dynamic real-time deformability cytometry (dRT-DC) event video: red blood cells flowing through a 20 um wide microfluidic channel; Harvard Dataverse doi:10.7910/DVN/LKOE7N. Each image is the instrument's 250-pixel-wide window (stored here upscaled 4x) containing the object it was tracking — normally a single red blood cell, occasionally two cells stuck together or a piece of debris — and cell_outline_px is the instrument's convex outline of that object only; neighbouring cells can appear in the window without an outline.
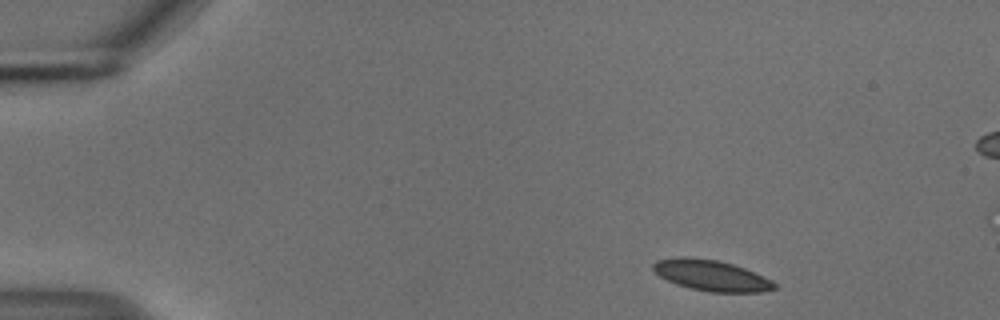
{"species": "common noctule bat (a hibernating species)", "species_latin": "Nyctalus noctula", "temperature_condition": "cold", "stored_images_in_passage": 5, "segment_of_instrument_passage": [2, 2], "camera_frame_rate_fps": 3000, "um_per_image_px": 0.085, "animal": {"sex": "male", "body_mass_g": 18.8}, "frame": {"image": 1, "passage_image": 5, "time_ms": 1.333, "image_size_px": [1000, 320], "cell_outline_px": [[776, 288], [764, 292], [708, 292], [676, 284], [660, 276], [652, 268], [652, 264], [656, 260], [676, 256], [688, 256], [716, 260], [732, 264], [744, 268], [772, 280], [776, 284]], "centroid_in_image_um": [60.44, 23.4], "position_along_channel_um": 24.6, "area_um2": 21.79}}